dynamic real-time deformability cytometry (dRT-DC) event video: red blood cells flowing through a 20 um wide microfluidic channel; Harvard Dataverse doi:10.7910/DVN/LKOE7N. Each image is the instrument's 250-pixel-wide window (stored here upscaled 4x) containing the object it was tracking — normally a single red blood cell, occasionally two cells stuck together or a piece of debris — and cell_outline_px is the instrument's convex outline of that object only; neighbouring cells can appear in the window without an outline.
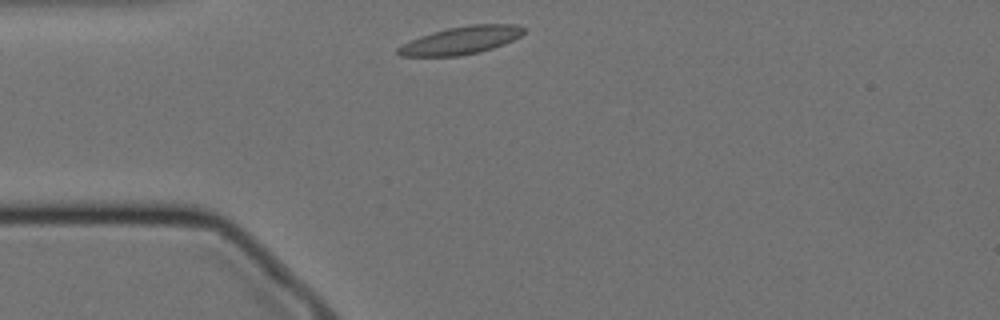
{"species": "Egyptian fruit bat (a non-hibernating species)", "species_latin": "Rousettus aegyptiacus", "temperature_condition": "cold", "stored_images_in_passage": 46, "camera_frame_rate_fps": 3000, "um_per_image_px": 0.085, "animal": {"sex": "female"}, "frame": {"image": 1, "passage_image": 2, "time_ms": 0.333, "image_size_px": [1000, 320], "cell_outline_px": [[524, 32], [520, 36], [504, 44], [480, 52], [456, 56], [400, 56], [396, 52], [396, 48], [420, 36], [432, 32], [448, 28], [472, 24], [516, 24], [524, 28]], "centroid_in_image_um": [39.19, 3.43], "position_along_channel_um": 45.8, "area_um2": 20.17}}
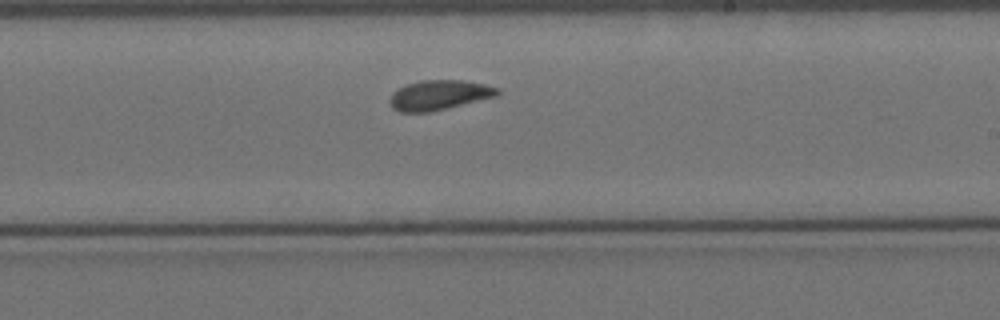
{"frame": {"image": 2, "passage_image": 21, "time_ms": 6.667, "image_size_px": [1000, 320], "cell_outline_px": [[500, 92], [496, 96], [428, 112], [400, 112], [392, 108], [388, 100], [392, 92], [408, 84], [424, 80], [464, 80], [484, 84], [500, 88]], "centroid_in_image_um": [37.31, 8.07], "position_along_channel_um": 251.7, "area_um2": 18.5}}
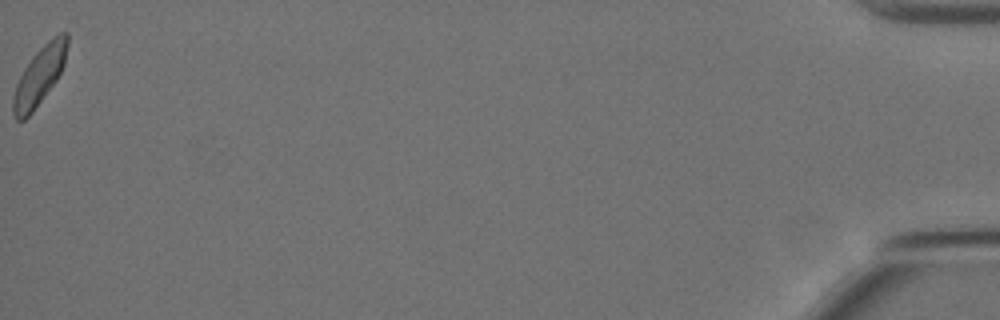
{"frame": {"image": 3, "passage_image": 46, "time_ms": 15.0, "image_size_px": [1000, 320], "cell_outline_px": [[68, 44], [64, 64], [56, 80], [32, 112], [24, 120], [16, 120], [12, 116], [12, 100], [16, 84], [24, 68], [32, 56], [52, 36], [60, 32], [68, 32]], "centroid_in_image_um": [3.34, 6.43], "position_along_channel_um": 431.9, "area_um2": 18.32}, "authors_computed_cell_mechanics": {"area_um2": 18.4671, "velocity_mm_per_s": 3.4421, "shape_relaxation_time_tau1_ms": 3.8646, "shape_relaxation_time_tau2_ms": 3.455, "deformation_change_tau1": 0.113, "deformation_change_tau2": 0.0815}}